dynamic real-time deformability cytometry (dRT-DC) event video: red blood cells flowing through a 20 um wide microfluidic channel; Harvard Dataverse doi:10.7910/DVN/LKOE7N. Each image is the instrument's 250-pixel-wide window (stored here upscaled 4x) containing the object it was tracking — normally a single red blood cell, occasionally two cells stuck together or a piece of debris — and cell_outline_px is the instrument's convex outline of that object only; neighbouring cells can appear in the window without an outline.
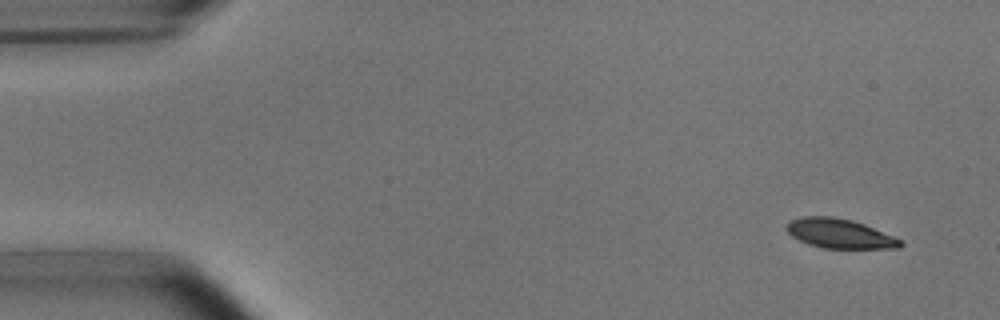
{"species": "common noctule bat (a hibernating species)", "species_latin": "Nyctalus noctula", "temperature_condition": "room temperature", "stored_images_in_passage": 8, "camera_frame_rate_fps": 3000, "um_per_image_px": 0.085, "animal": {"sex": "male", "body_mass_g": 15.6}, "frame": {"image": 1, "passage_image": 1, "time_ms": 0.0, "image_size_px": [1000, 320], "cell_outline_px": [[904, 244], [900, 248], [824, 248], [808, 244], [792, 236], [788, 232], [788, 220], [804, 216], [832, 216], [852, 220], [864, 224], [892, 236], [900, 240]], "centroid_in_image_um": [71.36, 19.85], "position_along_channel_um": 13.6, "area_um2": 19.31}}
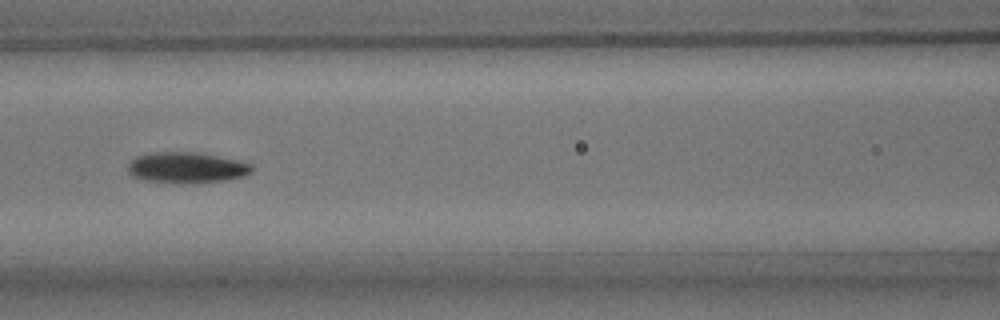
{"frame": {"image": 2, "passage_image": 6, "time_ms": 6.667, "image_size_px": [1000, 320], "cell_outline_px": [[256, 168], [252, 172], [244, 176], [224, 180], [192, 184], [180, 184], [144, 180], [132, 176], [128, 172], [128, 164], [136, 156], [148, 152], [196, 152], [236, 160], [252, 164]], "centroid_in_image_um": [15.85, 14.26], "position_along_channel_um": 150.7, "area_um2": 22.6}}
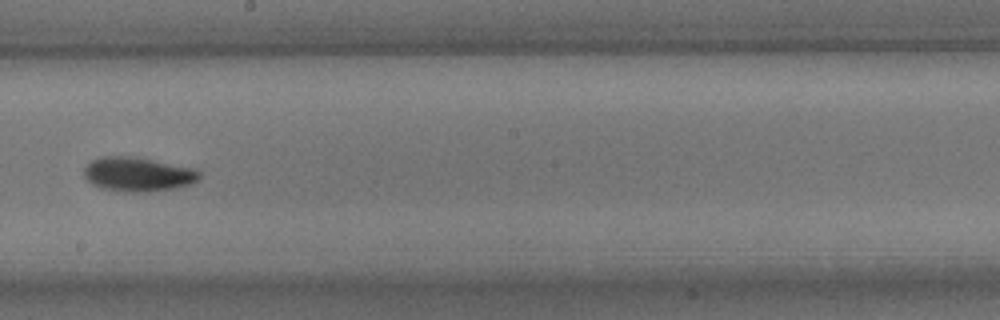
{"frame": {"image": 3, "passage_image": 8, "time_ms": 9.0, "image_size_px": [1000, 320], "cell_outline_px": [[200, 176], [192, 184], [172, 188], [148, 192], [124, 192], [100, 188], [92, 184], [84, 176], [84, 168], [92, 160], [100, 156], [132, 156], [192, 168], [200, 172]], "centroid_in_image_um": [11.67, 14.82], "position_along_channel_um": 236.5, "area_um2": 22.89}}